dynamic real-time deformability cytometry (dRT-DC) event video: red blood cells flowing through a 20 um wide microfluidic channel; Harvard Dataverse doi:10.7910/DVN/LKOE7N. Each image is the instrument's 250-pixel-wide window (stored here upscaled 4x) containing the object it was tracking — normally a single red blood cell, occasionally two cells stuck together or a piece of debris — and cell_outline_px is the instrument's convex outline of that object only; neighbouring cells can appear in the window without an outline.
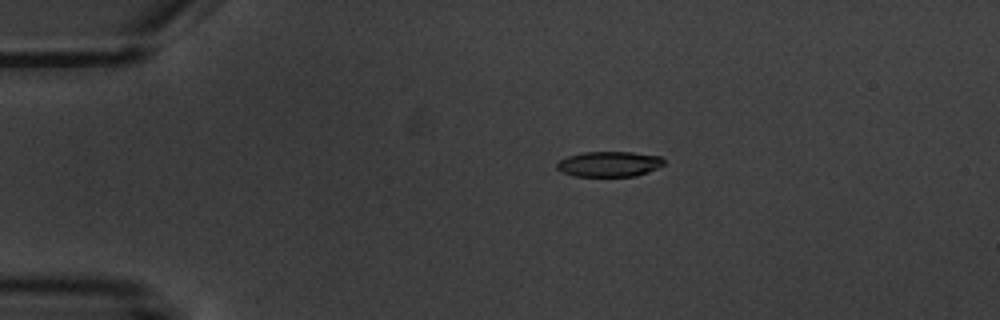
{"species": "common noctule bat (a hibernating species)", "species_latin": "Nyctalus noctula", "temperature_condition": "warm", "stored_images_in_passage": 5, "camera_frame_rate_fps": 3000, "um_per_image_px": 0.085, "animal": {"sex": "male", "body_mass_g": 20.1, "forearm_length_mm": 53.5}, "frame": {"image": 1, "passage_image": 1, "time_ms": 0.0, "image_size_px": [1000, 320], "cell_outline_px": [[664, 164], [648, 172], [636, 176], [576, 176], [560, 172], [556, 168], [556, 164], [560, 160], [568, 156], [584, 152], [632, 152], [660, 156], [664, 160]], "centroid_in_image_um": [51.76, 13.94], "position_along_channel_um": 33.2, "area_um2": 15.78}}